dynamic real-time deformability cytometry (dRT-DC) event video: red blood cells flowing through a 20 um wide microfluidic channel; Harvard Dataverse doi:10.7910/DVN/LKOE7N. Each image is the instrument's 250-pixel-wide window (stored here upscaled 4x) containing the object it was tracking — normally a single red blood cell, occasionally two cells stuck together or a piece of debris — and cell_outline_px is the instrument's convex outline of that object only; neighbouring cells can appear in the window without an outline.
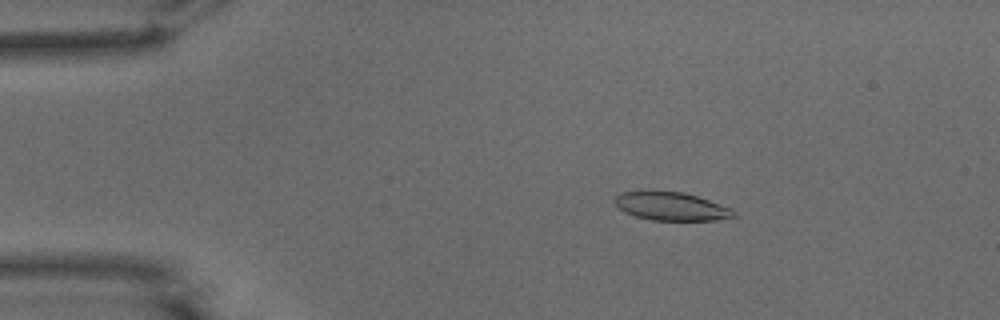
{"species": "common noctule bat (a hibernating species)", "species_latin": "Nyctalus noctula", "temperature_condition": "warm", "stored_images_in_passage": 52, "camera_frame_rate_fps": 3000, "um_per_image_px": 0.085, "animal": {"sex": "male", "body_mass_g": 15.6}, "frame": {"image": 1, "passage_image": 9, "time_ms": 2.667, "image_size_px": [1000, 320], "cell_outline_px": [[736, 216], [716, 220], [652, 220], [636, 216], [624, 212], [616, 204], [616, 196], [620, 192], [640, 188], [648, 188], [684, 192], [708, 200], [728, 208], [736, 212]], "centroid_in_image_um": [56.96, 17.48], "position_along_channel_um": 28.0, "area_um2": 20.06}}
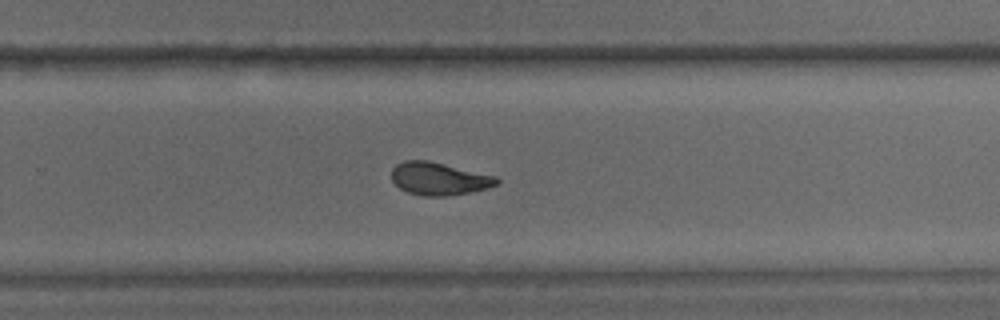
{"frame": {"image": 2, "passage_image": 34, "time_ms": 11.0, "image_size_px": [1000, 320], "cell_outline_px": [[500, 180], [496, 184], [488, 188], [448, 196], [424, 196], [408, 192], [400, 188], [392, 180], [392, 168], [396, 164], [404, 160], [428, 160], [496, 176]], "centroid_in_image_um": [37.3, 15.18], "position_along_channel_um": 292.5, "area_um2": 19.94}}
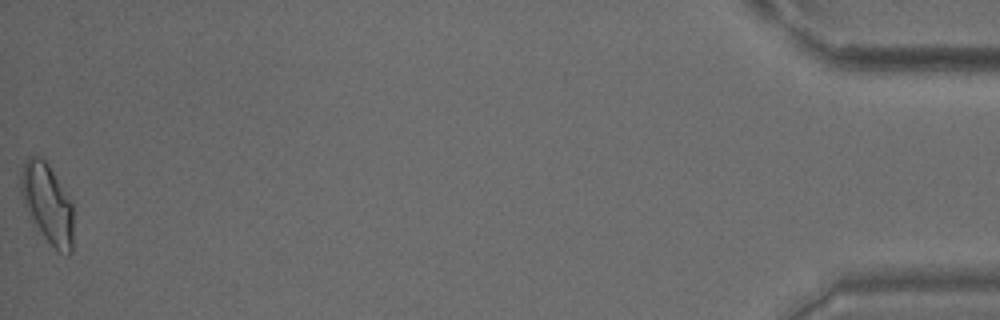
{"frame": {"image": 3, "passage_image": 52, "time_ms": 17.0, "image_size_px": [1000, 320], "cell_outline_px": [[72, 252], [68, 256], [60, 252], [44, 236], [32, 220], [24, 204], [20, 192], [20, 180], [24, 160], [28, 156], [40, 156], [48, 164], [72, 200]], "centroid_in_image_um": [4.03, 17.26], "position_along_channel_um": 431.2, "area_um2": 24.16}, "authors_computed_cell_mechanics": {"area_um2": 20.3745, "velocity_mm_per_s": 3.9069, "shape_relaxation_time_tau1_ms": 4.2467, "shape_relaxation_time_tau2_ms": 2.3659, "deformation_change_tau1": 0.1783, "deformation_change_tau2": 0.099}}